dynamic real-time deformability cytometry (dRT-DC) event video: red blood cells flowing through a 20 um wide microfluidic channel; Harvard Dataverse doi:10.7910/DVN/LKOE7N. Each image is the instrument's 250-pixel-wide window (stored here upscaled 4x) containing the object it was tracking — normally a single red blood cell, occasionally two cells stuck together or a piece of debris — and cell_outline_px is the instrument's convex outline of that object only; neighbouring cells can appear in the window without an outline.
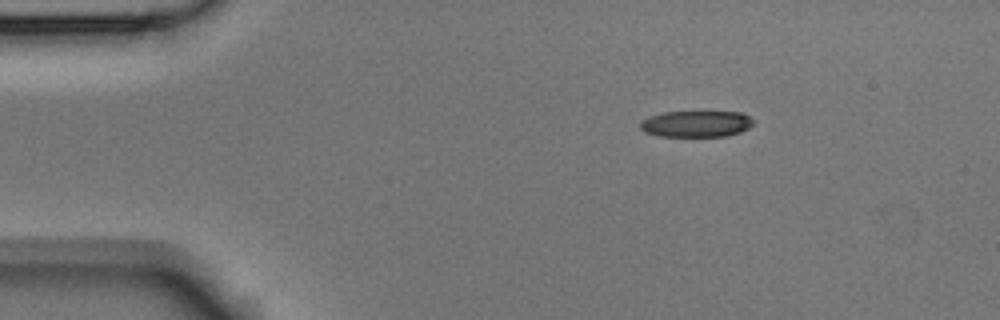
{"species": "Egyptian fruit bat (a non-hibernating species)", "species_latin": "Rousettus aegyptiacus", "temperature_condition": "room temperature", "stored_images_in_passage": 3, "camera_frame_rate_fps": 3000, "um_per_image_px": 0.085, "animal": {"sex": "male"}, "frame": {"image": 1, "passage_image": 1, "time_ms": 0.0, "image_size_px": [1000, 320], "cell_outline_px": [[756, 120], [748, 128], [740, 132], [728, 136], [656, 136], [644, 132], [640, 128], [640, 120], [648, 116], [664, 112], [740, 112]], "centroid_in_image_um": [59.15, 10.53], "position_along_channel_um": 25.9, "area_um2": 17.51}}
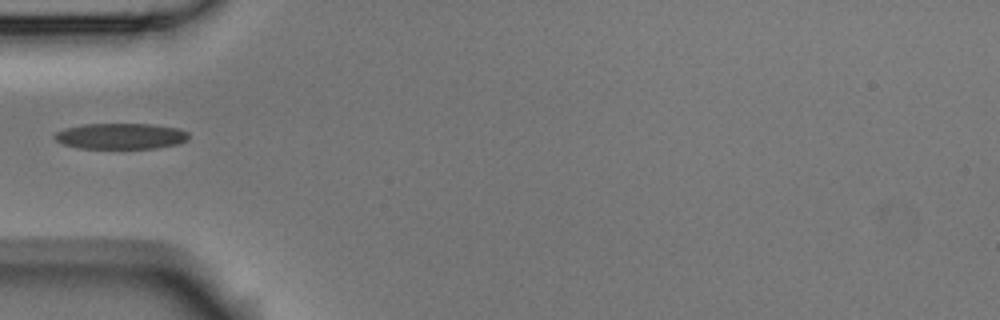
{"frame": {"image": 2, "passage_image": 3, "time_ms": 0.667, "image_size_px": [1000, 320], "cell_outline_px": [[188, 140], [180, 144], [156, 148], [80, 148], [64, 144], [56, 140], [52, 136], [56, 132], [64, 128], [84, 124], [152, 124], [180, 128], [188, 132]], "centroid_in_image_um": [10.3, 11.57], "position_along_channel_um": 74.7, "area_um2": 20.35}}